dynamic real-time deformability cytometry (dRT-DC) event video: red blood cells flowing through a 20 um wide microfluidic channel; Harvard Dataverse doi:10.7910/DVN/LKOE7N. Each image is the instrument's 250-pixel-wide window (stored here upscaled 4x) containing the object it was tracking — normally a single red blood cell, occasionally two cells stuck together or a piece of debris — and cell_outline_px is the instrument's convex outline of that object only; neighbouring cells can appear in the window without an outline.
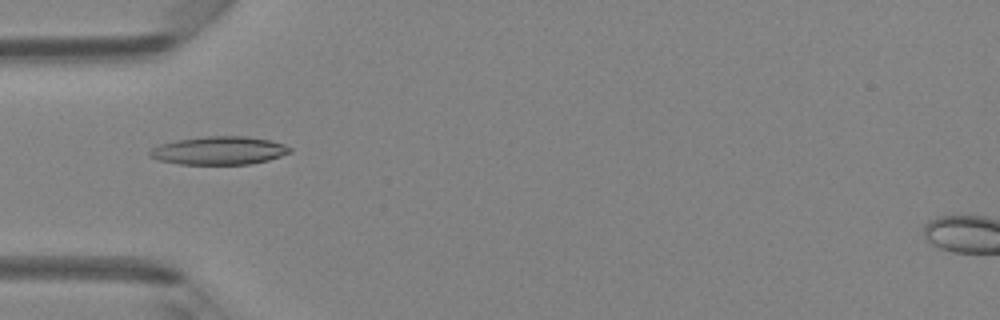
{"species": "Egyptian fruit bat (a non-hibernating species)", "species_latin": "Rousettus aegyptiacus", "temperature_condition": "room temperature", "stored_images_in_passage": 47, "camera_frame_rate_fps": 3000, "um_per_image_px": 0.085, "animal": {"sex": "female"}, "frame": {"image": 1, "passage_image": 15, "time_ms": 4.667, "image_size_px": [1000, 320], "cell_outline_px": [[292, 152], [268, 160], [248, 164], [180, 164], [156, 160], [148, 156], [148, 152], [152, 148], [160, 144], [176, 140], [208, 136], [244, 136], [272, 140], [284, 144], [292, 148]], "centroid_in_image_um": [18.61, 12.79], "position_along_channel_um": 66.4, "area_um2": 23.12}}
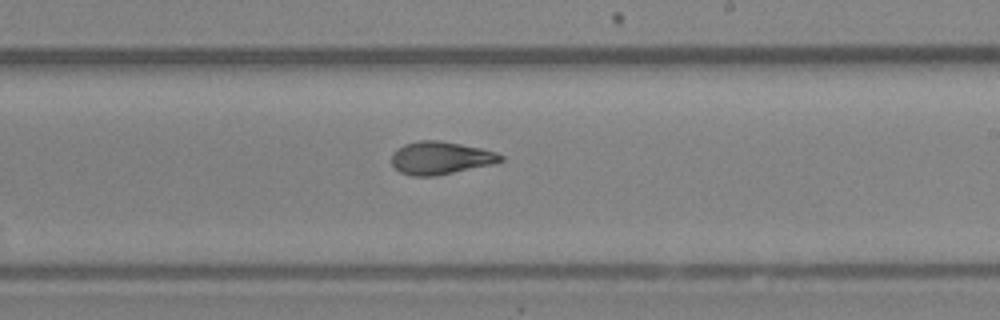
{"frame": {"image": 2, "passage_image": 28, "time_ms": 9.0, "image_size_px": [1000, 320], "cell_outline_px": [[504, 160], [496, 164], [436, 176], [412, 176], [400, 172], [392, 164], [392, 152], [396, 148], [404, 144], [416, 140], [440, 140], [480, 148], [496, 152], [504, 156]], "centroid_in_image_um": [37.46, 13.43], "position_along_channel_um": 251.5, "area_um2": 21.15}}
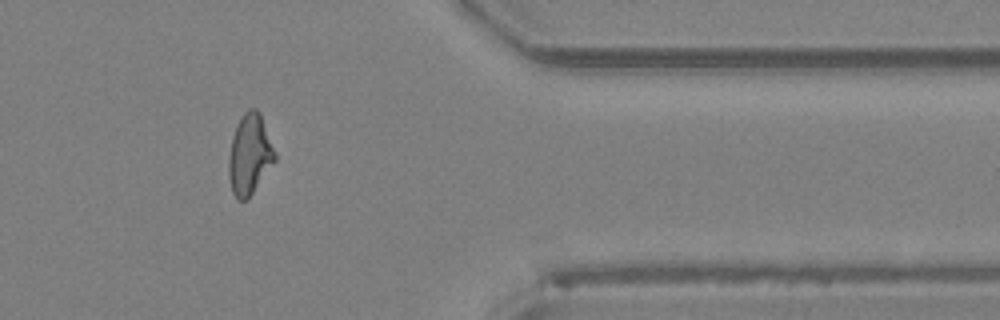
{"frame": {"image": 3, "passage_image": 39, "time_ms": 12.667, "image_size_px": [1000, 320], "cell_outline_px": [[276, 160], [248, 200], [240, 200], [232, 192], [228, 176], [228, 160], [232, 140], [236, 128], [244, 112], [248, 108], [256, 108], [260, 112], [276, 152]], "centroid_in_image_um": [21.24, 13.14], "position_along_channel_um": 390.2, "area_um2": 21.62}, "authors_computed_cell_mechanics": {"area_um2": 21.386, "velocity_mm_per_s": 4.2831, "shape_relaxation_time_tau1_ms": 4.845, "shape_relaxation_time_tau2_ms": 1.9736, "deformation_change_tau1": 0.1804, "deformation_change_tau2": 0.0814}}